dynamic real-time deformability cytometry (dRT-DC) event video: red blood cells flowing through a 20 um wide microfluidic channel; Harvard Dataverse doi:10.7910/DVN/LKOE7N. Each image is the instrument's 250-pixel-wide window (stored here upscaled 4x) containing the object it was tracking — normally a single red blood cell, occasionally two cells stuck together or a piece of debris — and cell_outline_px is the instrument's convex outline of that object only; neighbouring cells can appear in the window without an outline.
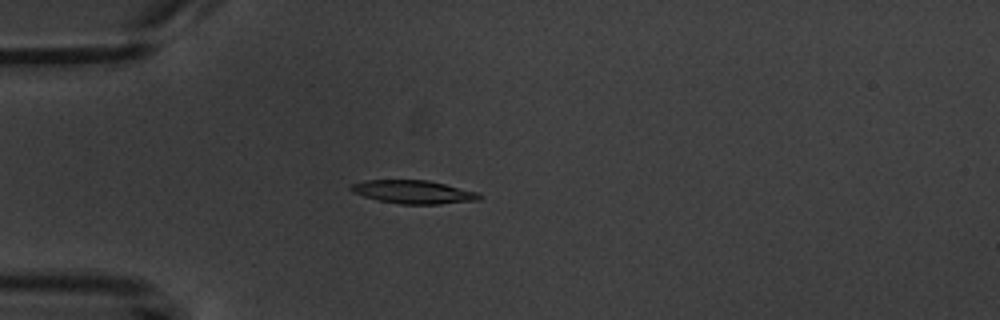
{"species": "common noctule bat (a hibernating species)", "species_latin": "Nyctalus noctula", "temperature_condition": "warm", "stored_images_in_passage": 6, "camera_frame_rate_fps": 3000, "um_per_image_px": 0.085, "animal": {"sex": "male", "body_mass_g": 20.1, "forearm_length_mm": 53.5}, "frame": {"image": 1, "passage_image": 5, "time_ms": 4.667, "image_size_px": [1000, 320], "cell_outline_px": [[480, 200], [440, 204], [400, 204], [376, 200], [352, 192], [348, 188], [352, 184], [364, 180], [428, 180], [476, 192], [480, 196]], "centroid_in_image_um": [35.08, 16.32], "position_along_channel_um": 49.9, "area_um2": 17.34}}